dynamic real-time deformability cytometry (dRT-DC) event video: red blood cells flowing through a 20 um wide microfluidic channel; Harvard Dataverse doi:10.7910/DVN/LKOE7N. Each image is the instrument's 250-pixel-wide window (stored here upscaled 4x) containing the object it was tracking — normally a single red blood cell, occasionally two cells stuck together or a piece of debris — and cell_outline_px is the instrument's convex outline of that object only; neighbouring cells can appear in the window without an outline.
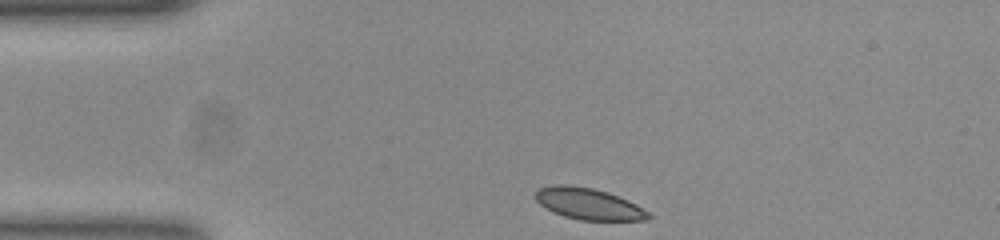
{"species": "common noctule bat (a hibernating species)", "species_latin": "Nyctalus noctula", "temperature_condition": "room temperature", "stored_images_in_passage": 33, "camera_frame_rate_fps": 3000, "um_per_image_px": 0.085, "animal": {"sex": "female", "body_mass_g": 23.0, "forearm_length_mm": 53.4}, "frame": {"image": 1, "passage_image": 1, "time_ms": 0.0, "image_size_px": [1000, 240], "cell_outline_px": [[652, 216], [648, 220], [580, 220], [564, 216], [552, 212], [544, 208], [536, 200], [536, 192], [540, 188], [556, 184], [564, 184], [592, 188], [608, 192], [628, 200], [636, 204], [648, 212]], "centroid_in_image_um": [50.02, 17.33], "position_along_channel_um": 35.0, "area_um2": 20.63}}
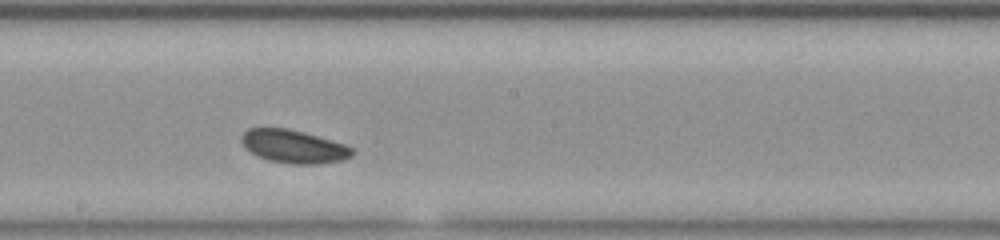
{"frame": {"image": 2, "passage_image": 19, "time_ms": 6.0, "image_size_px": [1000, 240], "cell_outline_px": [[352, 156], [340, 160], [320, 164], [288, 164], [268, 160], [256, 156], [244, 148], [240, 140], [240, 136], [248, 128], [288, 128], [344, 144], [352, 148]], "centroid_in_image_um": [24.88, 12.46], "position_along_channel_um": 223.3, "area_um2": 21.39}}
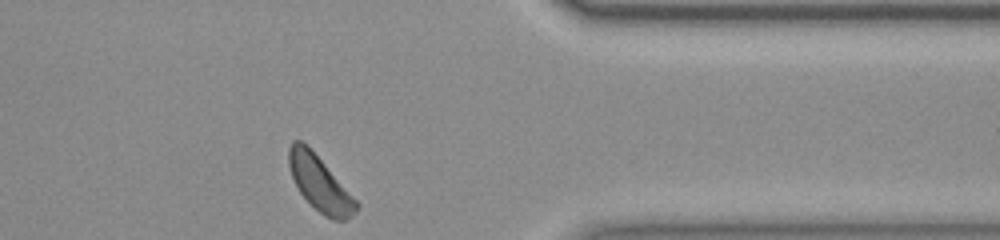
{"frame": {"image": 3, "passage_image": 33, "time_ms": 10.667, "image_size_px": [1000, 240], "cell_outline_px": [[360, 208], [352, 216], [344, 220], [332, 220], [324, 216], [300, 192], [292, 176], [288, 164], [288, 148], [292, 140], [300, 140], [308, 144], [360, 204]], "centroid_in_image_um": [27.19, 15.57], "position_along_channel_um": 384.2, "area_um2": 21.62}, "authors_computed_cell_mechanics": {"area_um2": 21.1548, "velocity_mm_per_s": 3.7918, "shape_relaxation_time_tau1_ms": null, "shape_relaxation_time_tau2_ms": 1.6983, "deformation_change_tau1": null, "deformation_change_tau2": 0.0515}}